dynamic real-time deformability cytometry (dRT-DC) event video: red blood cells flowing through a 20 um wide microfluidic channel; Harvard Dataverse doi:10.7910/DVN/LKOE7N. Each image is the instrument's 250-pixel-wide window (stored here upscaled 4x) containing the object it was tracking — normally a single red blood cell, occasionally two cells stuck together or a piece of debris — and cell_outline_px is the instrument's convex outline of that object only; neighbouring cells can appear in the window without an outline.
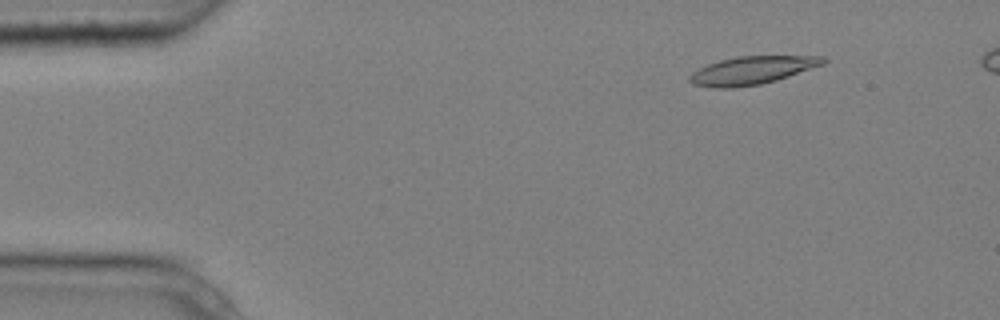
{"species": "common noctule bat (a hibernating species)", "species_latin": "Nyctalus noctula", "temperature_condition": "cold", "stored_images_in_passage": 6, "camera_frame_rate_fps": 3000, "um_per_image_px": 0.085, "animal": {"sex": "male", "body_mass_g": 20.4}, "frame": {"image": 1, "passage_image": 2, "time_ms": 0.333, "image_size_px": [1000, 320], "cell_outline_px": [[828, 60], [824, 64], [776, 80], [760, 84], [732, 88], [712, 88], [692, 84], [688, 80], [688, 76], [692, 72], [708, 64], [720, 60], [736, 56], [824, 56]], "centroid_in_image_um": [63.89, 5.98], "position_along_channel_um": 21.1, "area_um2": 21.79}}
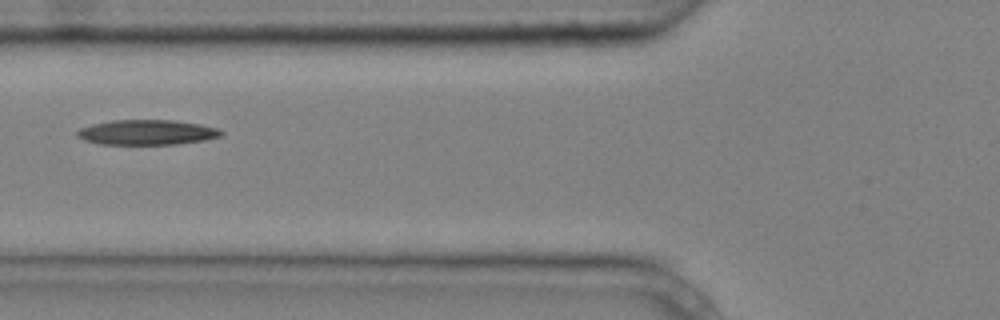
{"frame": {"image": 2, "passage_image": 6, "time_ms": 1.667, "image_size_px": [1000, 320], "cell_outline_px": [[224, 132], [220, 136], [204, 140], [176, 144], [100, 144], [84, 140], [76, 136], [76, 132], [80, 128], [92, 124], [112, 120], [172, 120], [200, 124], [216, 128]], "centroid_in_image_um": [12.45, 11.25], "position_along_channel_um": 113.3, "area_um2": 20.92}}